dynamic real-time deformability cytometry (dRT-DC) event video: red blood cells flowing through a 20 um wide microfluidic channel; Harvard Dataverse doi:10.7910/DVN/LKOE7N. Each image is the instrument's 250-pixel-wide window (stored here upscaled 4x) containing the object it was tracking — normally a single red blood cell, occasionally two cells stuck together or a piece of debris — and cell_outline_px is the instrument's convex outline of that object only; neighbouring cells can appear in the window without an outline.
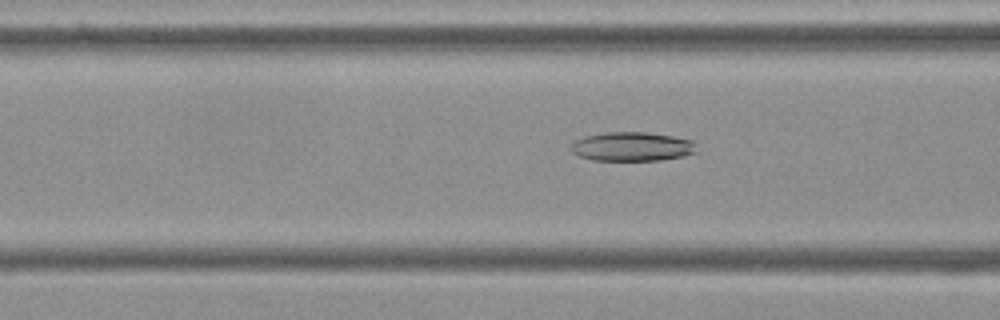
{"species": "Egyptian fruit bat (a non-hibernating species)", "species_latin": "Rousettus aegyptiacus", "temperature_condition": "cold", "stored_images_in_passage": 52, "camera_frame_rate_fps": 3000, "um_per_image_px": 0.085, "frame": {"image": 1, "passage_image": 18, "time_ms": 5.667, "image_size_px": [1000, 320], "cell_outline_px": [[696, 152], [684, 156], [660, 160], [592, 160], [580, 156], [572, 152], [568, 148], [576, 140], [584, 136], [604, 132], [644, 132], [672, 136], [692, 140]], "centroid_in_image_um": [53.68, 12.46], "position_along_channel_um": 112.9, "area_um2": 21.21}}
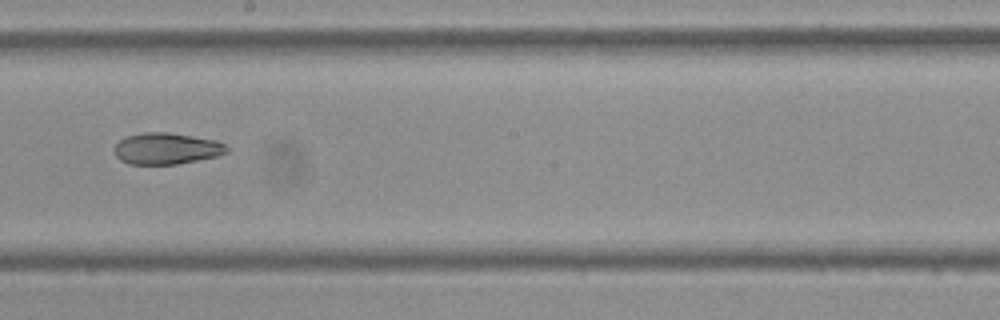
{"frame": {"image": 2, "passage_image": 28, "time_ms": 9.0, "image_size_px": [1000, 320], "cell_outline_px": [[228, 152], [216, 156], [176, 164], [128, 164], [120, 160], [116, 156], [112, 148], [120, 140], [128, 136], [144, 132], [168, 132], [216, 140], [224, 144], [228, 148]], "centroid_in_image_um": [14.12, 12.63], "position_along_channel_um": 234.1, "area_um2": 20.52}}
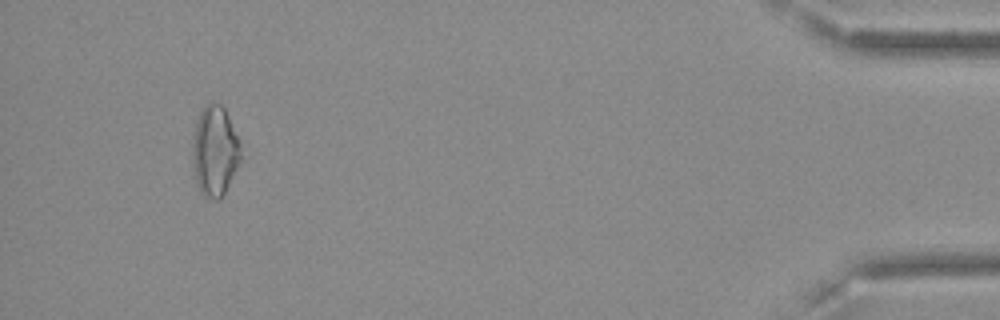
{"frame": {"image": 3, "passage_image": 49, "time_ms": 16.0, "image_size_px": [1000, 320], "cell_outline_px": [[240, 160], [220, 200], [216, 200], [204, 196], [196, 184], [192, 172], [192, 136], [196, 120], [204, 104], [212, 100], [220, 104], [224, 108], [240, 140]], "centroid_in_image_um": [18.21, 12.8], "position_along_channel_um": 417.0, "area_um2": 25.72}, "authors_computed_cell_mechanics": {"area_um2": 21.675, "velocity_mm_per_s": 3.6222, "shape_relaxation_time_tau1_ms": 8.1135, "shape_relaxation_time_tau2_ms": 4.4737, "deformation_change_tau1": 0.1694, "deformation_change_tau2": 0.0924}}